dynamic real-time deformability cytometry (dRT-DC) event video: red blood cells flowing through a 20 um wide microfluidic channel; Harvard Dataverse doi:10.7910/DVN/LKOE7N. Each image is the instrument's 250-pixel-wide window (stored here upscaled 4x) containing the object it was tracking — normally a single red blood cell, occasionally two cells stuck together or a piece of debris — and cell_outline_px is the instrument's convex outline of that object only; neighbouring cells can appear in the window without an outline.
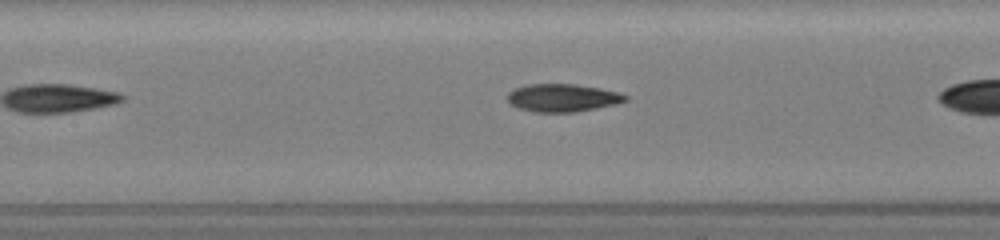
{"species": "common noctule bat (a hibernating species)", "species_latin": "Nyctalus noctula", "temperature_condition": "room temperature", "stored_images_in_passage": 19, "camera_frame_rate_fps": 3000, "um_per_image_px": 0.085, "animal": {"sex": "female", "body_mass_g": 19.5, "forearm_length_mm": 54.1}, "frame": {"image": 1, "passage_image": 6, "time_ms": 1.333, "image_size_px": [1000, 240], "cell_outline_px": [[628, 100], [616, 104], [596, 108], [572, 112], [532, 112], [520, 108], [512, 104], [508, 100], [508, 92], [516, 88], [528, 84], [576, 84], [600, 88], [616, 92], [628, 96]], "centroid_in_image_um": [47.83, 8.31], "position_along_channel_um": 159.6, "area_um2": 18.96}}
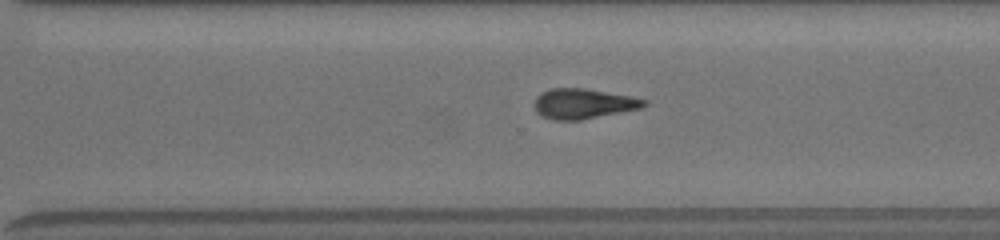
{"frame": {"image": 2, "passage_image": 16, "time_ms": 4.333, "image_size_px": [1000, 240], "cell_outline_px": [[648, 104], [640, 108], [580, 120], [552, 120], [536, 112], [536, 96], [540, 92], [548, 88], [588, 88], [632, 96], [648, 100]], "centroid_in_image_um": [49.59, 8.79], "position_along_channel_um": 321.0, "area_um2": 19.31}}